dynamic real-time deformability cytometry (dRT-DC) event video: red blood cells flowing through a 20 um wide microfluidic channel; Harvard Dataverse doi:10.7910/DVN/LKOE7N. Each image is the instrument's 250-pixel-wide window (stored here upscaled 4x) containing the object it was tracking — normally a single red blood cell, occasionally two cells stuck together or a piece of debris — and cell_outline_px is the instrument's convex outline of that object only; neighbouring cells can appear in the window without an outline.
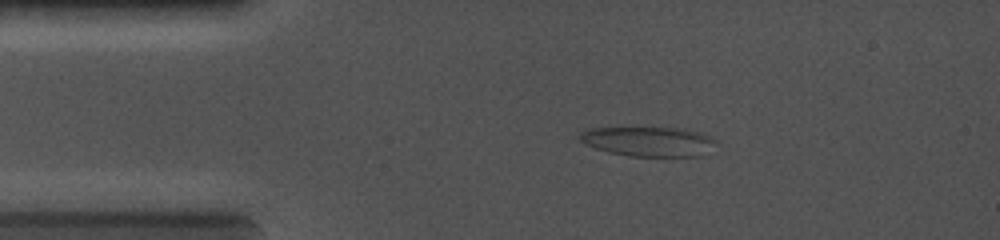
{"species": "common noctule bat (a hibernating species)", "species_latin": "Nyctalus noctula", "temperature_condition": "cold", "stored_images_in_passage": 2, "camera_frame_rate_fps": 5000, "um_per_image_px": 0.085, "animal": {"sex": "female", "body_mass_g": 19.0, "forearm_length_mm": 56.7}, "frame": {"image": 1, "passage_image": 1, "time_ms": 0.0, "image_size_px": [1000, 240], "cell_outline_px": [[716, 140], [700, 156], [628, 156], [608, 152], [596, 148], [580, 140], [576, 136], [580, 132], [592, 128], [684, 128], [704, 132], [712, 136]], "centroid_in_image_um": [55.11, 12.01], "position_along_channel_um": 29.9, "area_um2": 23.41}}